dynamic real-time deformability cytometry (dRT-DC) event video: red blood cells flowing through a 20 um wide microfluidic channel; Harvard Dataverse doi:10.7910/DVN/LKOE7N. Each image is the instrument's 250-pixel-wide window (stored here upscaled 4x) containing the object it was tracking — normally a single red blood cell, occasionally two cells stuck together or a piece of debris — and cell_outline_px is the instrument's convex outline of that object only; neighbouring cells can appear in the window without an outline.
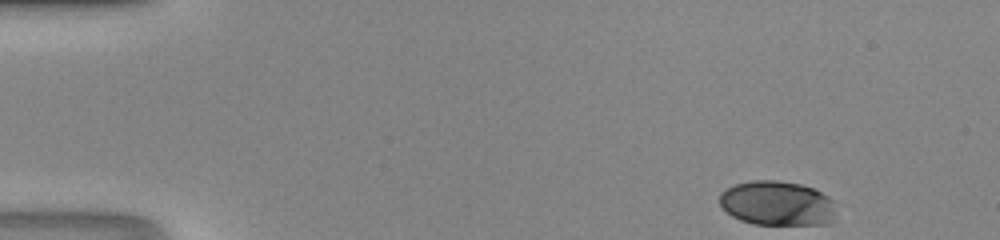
{"species": "human", "species_latin": "Homo sapiens", "temperature_condition": "room temperature", "stored_images_in_passage": 43, "camera_frame_rate_fps": 3000, "um_per_image_px": 0.085, "donor": {"sex": "male"}, "frame": {"image": 1, "passage_image": 1, "time_ms": 0.0, "image_size_px": [1000, 240], "cell_outline_px": [[832, 220], [828, 224], [752, 224], [740, 220], [732, 216], [720, 204], [720, 192], [724, 188], [736, 184], [752, 180], [776, 180], [800, 184], [812, 188], [828, 196], [832, 200]], "centroid_in_image_um": [66.0, 17.27], "position_along_channel_um": 19.0, "area_um2": 30.0}}
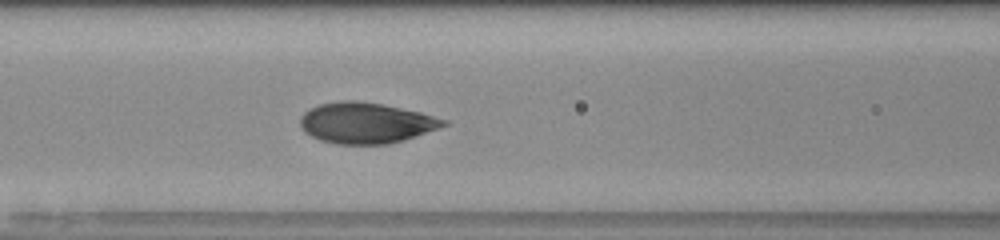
{"frame": {"image": 2, "passage_image": 17, "time_ms": 5.333, "image_size_px": [1000, 240], "cell_outline_px": [[448, 124], [416, 136], [404, 140], [388, 144], [336, 144], [320, 140], [304, 132], [300, 124], [300, 116], [308, 108], [320, 104], [340, 100], [356, 100], [380, 104], [420, 112], [448, 120]], "centroid_in_image_um": [31.07, 10.45], "position_along_channel_um": 135.5, "area_um2": 34.04}}
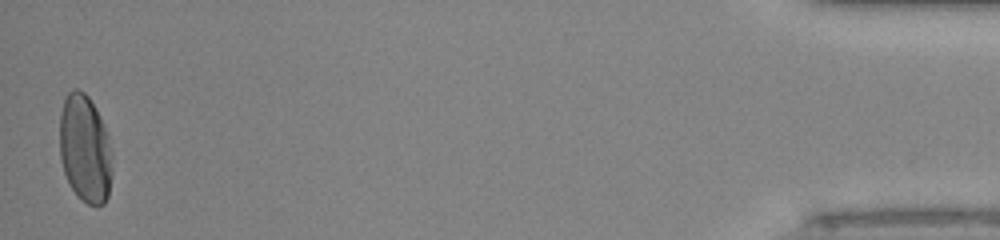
{"frame": {"image": 3, "passage_image": 43, "time_ms": 14.0, "image_size_px": [1000, 240], "cell_outline_px": [[112, 172], [108, 196], [104, 204], [96, 208], [88, 204], [76, 196], [64, 172], [60, 160], [60, 116], [64, 100], [68, 92], [72, 88], [76, 88], [84, 92], [88, 96], [96, 108], [100, 116], [108, 136], [112, 148]], "centroid_in_image_um": [7.24, 12.67], "position_along_channel_um": 428.0, "area_um2": 33.52}}